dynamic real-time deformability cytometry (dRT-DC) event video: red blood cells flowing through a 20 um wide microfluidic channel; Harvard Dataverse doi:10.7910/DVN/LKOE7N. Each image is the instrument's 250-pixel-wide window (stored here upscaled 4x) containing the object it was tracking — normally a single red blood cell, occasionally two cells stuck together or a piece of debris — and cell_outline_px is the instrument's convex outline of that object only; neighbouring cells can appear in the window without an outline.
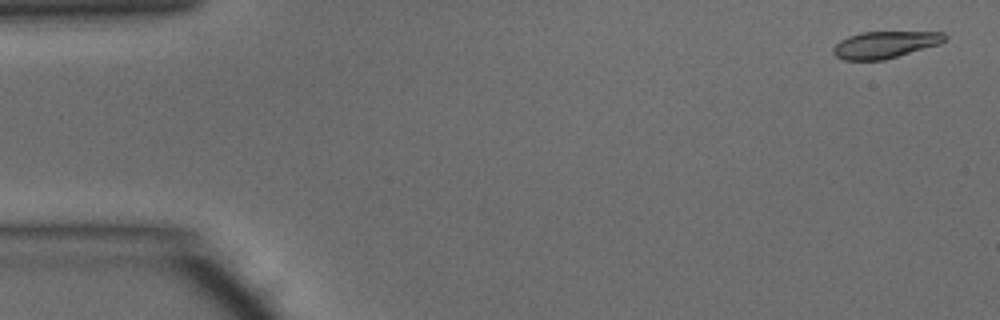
{"species": "common noctule bat (a hibernating species)", "species_latin": "Nyctalus noctula", "temperature_condition": "warm", "stored_images_in_passage": 48, "camera_frame_rate_fps": 3000, "um_per_image_px": 0.085, "animal": {"sex": "male", "body_mass_g": 15.6}, "frame": {"image": 1, "passage_image": 2, "time_ms": 0.333, "image_size_px": [1000, 320], "cell_outline_px": [[948, 36], [940, 44], [884, 60], [844, 60], [836, 56], [832, 52], [832, 48], [840, 40], [848, 36], [860, 32], [944, 32]], "centroid_in_image_um": [75.21, 3.79], "position_along_channel_um": 9.8, "area_um2": 17.51}}
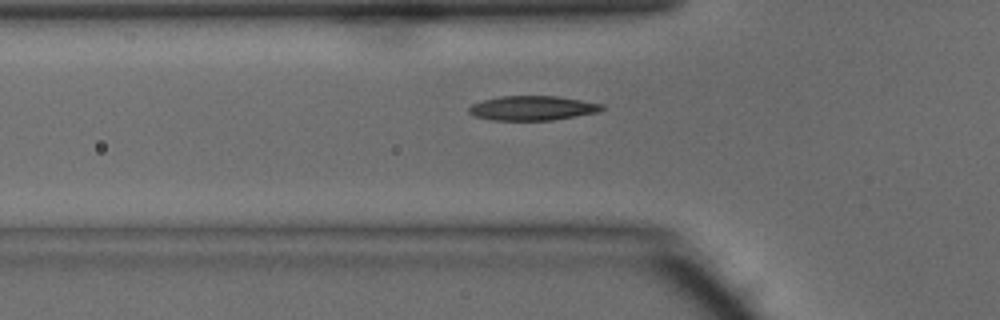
{"frame": {"image": 2, "passage_image": 16, "time_ms": 5.0, "image_size_px": [1000, 320], "cell_outline_px": [[604, 108], [600, 112], [552, 120], [492, 120], [476, 116], [468, 112], [468, 108], [472, 104], [484, 100], [500, 96], [556, 96], [604, 104]], "centroid_in_image_um": [45.28, 9.19], "position_along_channel_um": 80.5, "area_um2": 18.9}}
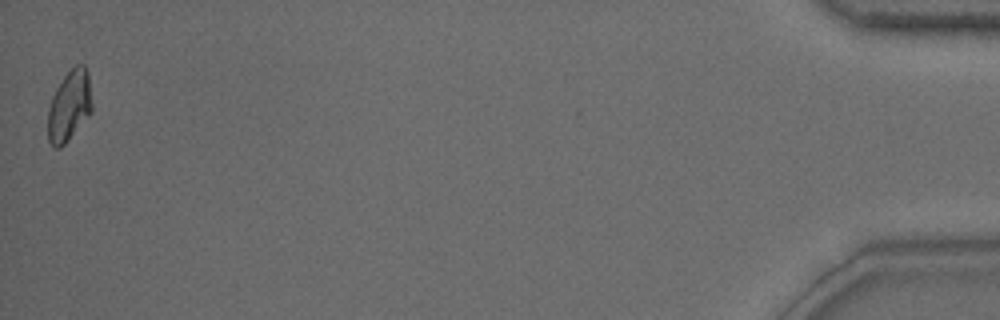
{"frame": {"image": 3, "passage_image": 48, "time_ms": 15.667, "image_size_px": [1000, 320], "cell_outline_px": [[92, 112], [64, 144], [60, 148], [56, 148], [48, 140], [48, 108], [52, 96], [56, 88], [64, 76], [76, 64], [84, 64], [88, 72], [92, 108]], "centroid_in_image_um": [5.89, 8.98], "position_along_channel_um": 429.3, "area_um2": 18.03}, "authors_computed_cell_mechanics": {"area_um2": 18.4382, "velocity_mm_per_s": 4.1639, "shape_relaxation_time_tau1_ms": 4.7726, "shape_relaxation_time_tau2_ms": 3.179, "deformation_change_tau1": 0.1642, "deformation_change_tau2": 0.0818}}